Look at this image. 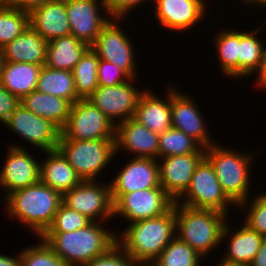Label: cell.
<instances>
[{
  "label": "cell",
  "mask_w": 266,
  "mask_h": 266,
  "mask_svg": "<svg viewBox=\"0 0 266 266\" xmlns=\"http://www.w3.org/2000/svg\"><path fill=\"white\" fill-rule=\"evenodd\" d=\"M0 201H4L6 218L18 220L37 238L51 226L62 203V194L39 181L11 192Z\"/></svg>",
  "instance_id": "1"
},
{
  "label": "cell",
  "mask_w": 266,
  "mask_h": 266,
  "mask_svg": "<svg viewBox=\"0 0 266 266\" xmlns=\"http://www.w3.org/2000/svg\"><path fill=\"white\" fill-rule=\"evenodd\" d=\"M106 223L92 221L72 232H45L41 238L69 266H82L117 243V232Z\"/></svg>",
  "instance_id": "2"
},
{
  "label": "cell",
  "mask_w": 266,
  "mask_h": 266,
  "mask_svg": "<svg viewBox=\"0 0 266 266\" xmlns=\"http://www.w3.org/2000/svg\"><path fill=\"white\" fill-rule=\"evenodd\" d=\"M117 231V243L134 263H152L176 236L175 204L157 217L139 220Z\"/></svg>",
  "instance_id": "3"
},
{
  "label": "cell",
  "mask_w": 266,
  "mask_h": 266,
  "mask_svg": "<svg viewBox=\"0 0 266 266\" xmlns=\"http://www.w3.org/2000/svg\"><path fill=\"white\" fill-rule=\"evenodd\" d=\"M175 219L176 236L204 259L211 256L214 249L216 251V248H222L223 230L230 219L227 214L214 210L194 209L175 203Z\"/></svg>",
  "instance_id": "4"
},
{
  "label": "cell",
  "mask_w": 266,
  "mask_h": 266,
  "mask_svg": "<svg viewBox=\"0 0 266 266\" xmlns=\"http://www.w3.org/2000/svg\"><path fill=\"white\" fill-rule=\"evenodd\" d=\"M229 148L217 141L205 149V158L213 166L223 192L238 206L251 197L250 168H253L252 163H255L256 155L250 151L247 153L241 149L236 151L232 147Z\"/></svg>",
  "instance_id": "5"
},
{
  "label": "cell",
  "mask_w": 266,
  "mask_h": 266,
  "mask_svg": "<svg viewBox=\"0 0 266 266\" xmlns=\"http://www.w3.org/2000/svg\"><path fill=\"white\" fill-rule=\"evenodd\" d=\"M57 149L82 180H98L117 155L115 139L67 140L61 134Z\"/></svg>",
  "instance_id": "6"
},
{
  "label": "cell",
  "mask_w": 266,
  "mask_h": 266,
  "mask_svg": "<svg viewBox=\"0 0 266 266\" xmlns=\"http://www.w3.org/2000/svg\"><path fill=\"white\" fill-rule=\"evenodd\" d=\"M175 203L194 209L219 211L227 215L230 206L237 209L223 192L214 168L206 158L196 167L187 190Z\"/></svg>",
  "instance_id": "7"
},
{
  "label": "cell",
  "mask_w": 266,
  "mask_h": 266,
  "mask_svg": "<svg viewBox=\"0 0 266 266\" xmlns=\"http://www.w3.org/2000/svg\"><path fill=\"white\" fill-rule=\"evenodd\" d=\"M111 198L113 217H121L125 220L124 222L127 220L128 224L165 214L175 204V201L161 186L123 195H111Z\"/></svg>",
  "instance_id": "8"
},
{
  "label": "cell",
  "mask_w": 266,
  "mask_h": 266,
  "mask_svg": "<svg viewBox=\"0 0 266 266\" xmlns=\"http://www.w3.org/2000/svg\"><path fill=\"white\" fill-rule=\"evenodd\" d=\"M127 19L111 18L102 28L94 43L90 46L99 59L109 61L123 69L131 78H139L136 70V53L130 34L125 33L121 21ZM122 27V28H121ZM128 35V36H127Z\"/></svg>",
  "instance_id": "9"
},
{
  "label": "cell",
  "mask_w": 266,
  "mask_h": 266,
  "mask_svg": "<svg viewBox=\"0 0 266 266\" xmlns=\"http://www.w3.org/2000/svg\"><path fill=\"white\" fill-rule=\"evenodd\" d=\"M116 125L88 99L72 104L61 134L67 140L115 139Z\"/></svg>",
  "instance_id": "10"
},
{
  "label": "cell",
  "mask_w": 266,
  "mask_h": 266,
  "mask_svg": "<svg viewBox=\"0 0 266 266\" xmlns=\"http://www.w3.org/2000/svg\"><path fill=\"white\" fill-rule=\"evenodd\" d=\"M101 183L99 180H82L62 195V202L92 221L112 222L114 217L110 183Z\"/></svg>",
  "instance_id": "11"
},
{
  "label": "cell",
  "mask_w": 266,
  "mask_h": 266,
  "mask_svg": "<svg viewBox=\"0 0 266 266\" xmlns=\"http://www.w3.org/2000/svg\"><path fill=\"white\" fill-rule=\"evenodd\" d=\"M137 80L139 78H131L116 86H98L86 99L117 125L134 117L139 100L146 91L137 88Z\"/></svg>",
  "instance_id": "12"
},
{
  "label": "cell",
  "mask_w": 266,
  "mask_h": 266,
  "mask_svg": "<svg viewBox=\"0 0 266 266\" xmlns=\"http://www.w3.org/2000/svg\"><path fill=\"white\" fill-rule=\"evenodd\" d=\"M4 126L36 150L44 152L57 149L61 129L51 120L27 110L21 102Z\"/></svg>",
  "instance_id": "13"
},
{
  "label": "cell",
  "mask_w": 266,
  "mask_h": 266,
  "mask_svg": "<svg viewBox=\"0 0 266 266\" xmlns=\"http://www.w3.org/2000/svg\"><path fill=\"white\" fill-rule=\"evenodd\" d=\"M20 144V145H19ZM7 156L0 171L2 200L11 192L26 188L40 181V161L20 143L8 145Z\"/></svg>",
  "instance_id": "14"
},
{
  "label": "cell",
  "mask_w": 266,
  "mask_h": 266,
  "mask_svg": "<svg viewBox=\"0 0 266 266\" xmlns=\"http://www.w3.org/2000/svg\"><path fill=\"white\" fill-rule=\"evenodd\" d=\"M177 88V84L176 86L171 85L172 128L183 131L205 149L216 144V140L211 138L212 134L208 131L207 121L203 119L199 104L194 100L195 97L189 96L186 92L183 93L180 87Z\"/></svg>",
  "instance_id": "15"
},
{
  "label": "cell",
  "mask_w": 266,
  "mask_h": 266,
  "mask_svg": "<svg viewBox=\"0 0 266 266\" xmlns=\"http://www.w3.org/2000/svg\"><path fill=\"white\" fill-rule=\"evenodd\" d=\"M154 15L165 30L181 33L193 29L206 19L209 7L205 0H153ZM200 22V23H199Z\"/></svg>",
  "instance_id": "16"
},
{
  "label": "cell",
  "mask_w": 266,
  "mask_h": 266,
  "mask_svg": "<svg viewBox=\"0 0 266 266\" xmlns=\"http://www.w3.org/2000/svg\"><path fill=\"white\" fill-rule=\"evenodd\" d=\"M66 12L71 35L89 46L111 19L102 0H66Z\"/></svg>",
  "instance_id": "17"
},
{
  "label": "cell",
  "mask_w": 266,
  "mask_h": 266,
  "mask_svg": "<svg viewBox=\"0 0 266 266\" xmlns=\"http://www.w3.org/2000/svg\"><path fill=\"white\" fill-rule=\"evenodd\" d=\"M110 183L111 195H123L160 185L158 159L133 158L124 163Z\"/></svg>",
  "instance_id": "18"
},
{
  "label": "cell",
  "mask_w": 266,
  "mask_h": 266,
  "mask_svg": "<svg viewBox=\"0 0 266 266\" xmlns=\"http://www.w3.org/2000/svg\"><path fill=\"white\" fill-rule=\"evenodd\" d=\"M205 153L158 158L159 180L165 192L176 201L188 188Z\"/></svg>",
  "instance_id": "19"
},
{
  "label": "cell",
  "mask_w": 266,
  "mask_h": 266,
  "mask_svg": "<svg viewBox=\"0 0 266 266\" xmlns=\"http://www.w3.org/2000/svg\"><path fill=\"white\" fill-rule=\"evenodd\" d=\"M116 154L123 151L133 158L158 159L159 134L134 118L120 122L115 130ZM133 155V156H132Z\"/></svg>",
  "instance_id": "20"
},
{
  "label": "cell",
  "mask_w": 266,
  "mask_h": 266,
  "mask_svg": "<svg viewBox=\"0 0 266 266\" xmlns=\"http://www.w3.org/2000/svg\"><path fill=\"white\" fill-rule=\"evenodd\" d=\"M240 225V228L234 227V231L232 224L226 223L222 234V245L226 242L227 248H221L226 252L223 257H220V260L230 264L250 266L260 249L264 236L258 234L244 222ZM224 240H228V242H224Z\"/></svg>",
  "instance_id": "21"
},
{
  "label": "cell",
  "mask_w": 266,
  "mask_h": 266,
  "mask_svg": "<svg viewBox=\"0 0 266 266\" xmlns=\"http://www.w3.org/2000/svg\"><path fill=\"white\" fill-rule=\"evenodd\" d=\"M29 26L47 42L71 35L66 0H52L29 12Z\"/></svg>",
  "instance_id": "22"
},
{
  "label": "cell",
  "mask_w": 266,
  "mask_h": 266,
  "mask_svg": "<svg viewBox=\"0 0 266 266\" xmlns=\"http://www.w3.org/2000/svg\"><path fill=\"white\" fill-rule=\"evenodd\" d=\"M164 90L163 100L158 93L148 88L142 94L135 111L134 119L151 131L161 134L172 127L171 84Z\"/></svg>",
  "instance_id": "23"
},
{
  "label": "cell",
  "mask_w": 266,
  "mask_h": 266,
  "mask_svg": "<svg viewBox=\"0 0 266 266\" xmlns=\"http://www.w3.org/2000/svg\"><path fill=\"white\" fill-rule=\"evenodd\" d=\"M47 41L30 26L1 48L2 61L45 65Z\"/></svg>",
  "instance_id": "24"
},
{
  "label": "cell",
  "mask_w": 266,
  "mask_h": 266,
  "mask_svg": "<svg viewBox=\"0 0 266 266\" xmlns=\"http://www.w3.org/2000/svg\"><path fill=\"white\" fill-rule=\"evenodd\" d=\"M43 153L46 155L40 161V182L63 195L82 181L58 149Z\"/></svg>",
  "instance_id": "25"
},
{
  "label": "cell",
  "mask_w": 266,
  "mask_h": 266,
  "mask_svg": "<svg viewBox=\"0 0 266 266\" xmlns=\"http://www.w3.org/2000/svg\"><path fill=\"white\" fill-rule=\"evenodd\" d=\"M43 65L2 61L0 82L3 87L20 100L36 90Z\"/></svg>",
  "instance_id": "26"
},
{
  "label": "cell",
  "mask_w": 266,
  "mask_h": 266,
  "mask_svg": "<svg viewBox=\"0 0 266 266\" xmlns=\"http://www.w3.org/2000/svg\"><path fill=\"white\" fill-rule=\"evenodd\" d=\"M265 25L266 19L256 30L239 29L238 79L246 80L254 74L257 76L266 49L264 39H260L258 34L263 31Z\"/></svg>",
  "instance_id": "27"
},
{
  "label": "cell",
  "mask_w": 266,
  "mask_h": 266,
  "mask_svg": "<svg viewBox=\"0 0 266 266\" xmlns=\"http://www.w3.org/2000/svg\"><path fill=\"white\" fill-rule=\"evenodd\" d=\"M89 48L73 35L51 40L47 43L45 65L51 69L72 71Z\"/></svg>",
  "instance_id": "28"
},
{
  "label": "cell",
  "mask_w": 266,
  "mask_h": 266,
  "mask_svg": "<svg viewBox=\"0 0 266 266\" xmlns=\"http://www.w3.org/2000/svg\"><path fill=\"white\" fill-rule=\"evenodd\" d=\"M20 102L27 110L51 120L60 129L66 125L72 106L68 100L38 90L24 96Z\"/></svg>",
  "instance_id": "29"
},
{
  "label": "cell",
  "mask_w": 266,
  "mask_h": 266,
  "mask_svg": "<svg viewBox=\"0 0 266 266\" xmlns=\"http://www.w3.org/2000/svg\"><path fill=\"white\" fill-rule=\"evenodd\" d=\"M212 40L219 60L218 71L226 78L238 80L239 27L223 28Z\"/></svg>",
  "instance_id": "30"
},
{
  "label": "cell",
  "mask_w": 266,
  "mask_h": 266,
  "mask_svg": "<svg viewBox=\"0 0 266 266\" xmlns=\"http://www.w3.org/2000/svg\"><path fill=\"white\" fill-rule=\"evenodd\" d=\"M36 90L68 100L74 104L78 96L72 71L51 69L46 65L40 70Z\"/></svg>",
  "instance_id": "31"
},
{
  "label": "cell",
  "mask_w": 266,
  "mask_h": 266,
  "mask_svg": "<svg viewBox=\"0 0 266 266\" xmlns=\"http://www.w3.org/2000/svg\"><path fill=\"white\" fill-rule=\"evenodd\" d=\"M99 57L90 47L73 68L75 87L78 96L86 99L98 85Z\"/></svg>",
  "instance_id": "32"
},
{
  "label": "cell",
  "mask_w": 266,
  "mask_h": 266,
  "mask_svg": "<svg viewBox=\"0 0 266 266\" xmlns=\"http://www.w3.org/2000/svg\"><path fill=\"white\" fill-rule=\"evenodd\" d=\"M204 258L175 236L152 262L154 266H202Z\"/></svg>",
  "instance_id": "33"
},
{
  "label": "cell",
  "mask_w": 266,
  "mask_h": 266,
  "mask_svg": "<svg viewBox=\"0 0 266 266\" xmlns=\"http://www.w3.org/2000/svg\"><path fill=\"white\" fill-rule=\"evenodd\" d=\"M190 153H205V148L183 131L172 127L159 134L158 158Z\"/></svg>",
  "instance_id": "34"
},
{
  "label": "cell",
  "mask_w": 266,
  "mask_h": 266,
  "mask_svg": "<svg viewBox=\"0 0 266 266\" xmlns=\"http://www.w3.org/2000/svg\"><path fill=\"white\" fill-rule=\"evenodd\" d=\"M29 27V13L0 5V49Z\"/></svg>",
  "instance_id": "35"
},
{
  "label": "cell",
  "mask_w": 266,
  "mask_h": 266,
  "mask_svg": "<svg viewBox=\"0 0 266 266\" xmlns=\"http://www.w3.org/2000/svg\"><path fill=\"white\" fill-rule=\"evenodd\" d=\"M38 239L37 244L19 250L20 266H69L41 237Z\"/></svg>",
  "instance_id": "36"
},
{
  "label": "cell",
  "mask_w": 266,
  "mask_h": 266,
  "mask_svg": "<svg viewBox=\"0 0 266 266\" xmlns=\"http://www.w3.org/2000/svg\"><path fill=\"white\" fill-rule=\"evenodd\" d=\"M251 198L241 202L237 206V210L246 212L243 221L246 225L266 237V192H259L258 195Z\"/></svg>",
  "instance_id": "37"
},
{
  "label": "cell",
  "mask_w": 266,
  "mask_h": 266,
  "mask_svg": "<svg viewBox=\"0 0 266 266\" xmlns=\"http://www.w3.org/2000/svg\"><path fill=\"white\" fill-rule=\"evenodd\" d=\"M92 222L87 216L67 207L63 202L46 232H72L86 227Z\"/></svg>",
  "instance_id": "38"
},
{
  "label": "cell",
  "mask_w": 266,
  "mask_h": 266,
  "mask_svg": "<svg viewBox=\"0 0 266 266\" xmlns=\"http://www.w3.org/2000/svg\"><path fill=\"white\" fill-rule=\"evenodd\" d=\"M97 73L99 86H116L131 79L123 69L103 59H99Z\"/></svg>",
  "instance_id": "39"
},
{
  "label": "cell",
  "mask_w": 266,
  "mask_h": 266,
  "mask_svg": "<svg viewBox=\"0 0 266 266\" xmlns=\"http://www.w3.org/2000/svg\"><path fill=\"white\" fill-rule=\"evenodd\" d=\"M133 264L132 258L116 243L106 253L82 266H132Z\"/></svg>",
  "instance_id": "40"
},
{
  "label": "cell",
  "mask_w": 266,
  "mask_h": 266,
  "mask_svg": "<svg viewBox=\"0 0 266 266\" xmlns=\"http://www.w3.org/2000/svg\"><path fill=\"white\" fill-rule=\"evenodd\" d=\"M104 8L111 18L126 19L131 12L145 3H152V0H102ZM129 13V14H128Z\"/></svg>",
  "instance_id": "41"
},
{
  "label": "cell",
  "mask_w": 266,
  "mask_h": 266,
  "mask_svg": "<svg viewBox=\"0 0 266 266\" xmlns=\"http://www.w3.org/2000/svg\"><path fill=\"white\" fill-rule=\"evenodd\" d=\"M19 104L20 99L9 93L0 82V123L4 125Z\"/></svg>",
  "instance_id": "42"
},
{
  "label": "cell",
  "mask_w": 266,
  "mask_h": 266,
  "mask_svg": "<svg viewBox=\"0 0 266 266\" xmlns=\"http://www.w3.org/2000/svg\"><path fill=\"white\" fill-rule=\"evenodd\" d=\"M48 1L52 0H9L6 6L29 13L31 10L43 5Z\"/></svg>",
  "instance_id": "43"
},
{
  "label": "cell",
  "mask_w": 266,
  "mask_h": 266,
  "mask_svg": "<svg viewBox=\"0 0 266 266\" xmlns=\"http://www.w3.org/2000/svg\"><path fill=\"white\" fill-rule=\"evenodd\" d=\"M258 76L255 78L256 79V87L260 90L263 89L262 91L265 90L266 92V49L265 53L263 56L262 64L259 69V71L256 73Z\"/></svg>",
  "instance_id": "44"
},
{
  "label": "cell",
  "mask_w": 266,
  "mask_h": 266,
  "mask_svg": "<svg viewBox=\"0 0 266 266\" xmlns=\"http://www.w3.org/2000/svg\"><path fill=\"white\" fill-rule=\"evenodd\" d=\"M250 266H266V237L263 238L260 249Z\"/></svg>",
  "instance_id": "45"
},
{
  "label": "cell",
  "mask_w": 266,
  "mask_h": 266,
  "mask_svg": "<svg viewBox=\"0 0 266 266\" xmlns=\"http://www.w3.org/2000/svg\"><path fill=\"white\" fill-rule=\"evenodd\" d=\"M0 253V266H20L19 252L16 255L8 256L4 254L5 252Z\"/></svg>",
  "instance_id": "46"
},
{
  "label": "cell",
  "mask_w": 266,
  "mask_h": 266,
  "mask_svg": "<svg viewBox=\"0 0 266 266\" xmlns=\"http://www.w3.org/2000/svg\"><path fill=\"white\" fill-rule=\"evenodd\" d=\"M241 4L243 6L244 4V7L245 5L246 6H250L252 8V6L256 7V9L259 7V8H262L264 7L266 9V0H241Z\"/></svg>",
  "instance_id": "47"
},
{
  "label": "cell",
  "mask_w": 266,
  "mask_h": 266,
  "mask_svg": "<svg viewBox=\"0 0 266 266\" xmlns=\"http://www.w3.org/2000/svg\"><path fill=\"white\" fill-rule=\"evenodd\" d=\"M218 262L219 263L217 264V266H242V265L230 264V263L224 262L222 260H219Z\"/></svg>",
  "instance_id": "48"
},
{
  "label": "cell",
  "mask_w": 266,
  "mask_h": 266,
  "mask_svg": "<svg viewBox=\"0 0 266 266\" xmlns=\"http://www.w3.org/2000/svg\"><path fill=\"white\" fill-rule=\"evenodd\" d=\"M132 266H154L152 263H134Z\"/></svg>",
  "instance_id": "49"
},
{
  "label": "cell",
  "mask_w": 266,
  "mask_h": 266,
  "mask_svg": "<svg viewBox=\"0 0 266 266\" xmlns=\"http://www.w3.org/2000/svg\"><path fill=\"white\" fill-rule=\"evenodd\" d=\"M9 0H0V5H7Z\"/></svg>",
  "instance_id": "50"
},
{
  "label": "cell",
  "mask_w": 266,
  "mask_h": 266,
  "mask_svg": "<svg viewBox=\"0 0 266 266\" xmlns=\"http://www.w3.org/2000/svg\"><path fill=\"white\" fill-rule=\"evenodd\" d=\"M1 65H2V52H1V49H0V68H1Z\"/></svg>",
  "instance_id": "51"
}]
</instances>
